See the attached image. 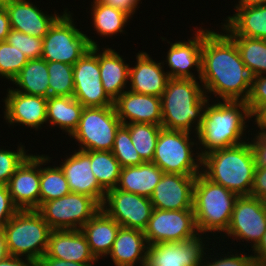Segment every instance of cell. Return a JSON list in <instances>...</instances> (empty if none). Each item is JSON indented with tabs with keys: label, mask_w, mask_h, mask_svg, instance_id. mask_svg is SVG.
Returning <instances> with one entry per match:
<instances>
[{
	"label": "cell",
	"mask_w": 266,
	"mask_h": 266,
	"mask_svg": "<svg viewBox=\"0 0 266 266\" xmlns=\"http://www.w3.org/2000/svg\"><path fill=\"white\" fill-rule=\"evenodd\" d=\"M251 82L235 42L227 34L203 29L200 83H204L205 94L213 92L222 100L246 102Z\"/></svg>",
	"instance_id": "6da1fadb"
},
{
	"label": "cell",
	"mask_w": 266,
	"mask_h": 266,
	"mask_svg": "<svg viewBox=\"0 0 266 266\" xmlns=\"http://www.w3.org/2000/svg\"><path fill=\"white\" fill-rule=\"evenodd\" d=\"M252 118L248 105L244 101L223 100L214 104H206L202 125L197 137L198 144L204 150L201 157L211 151L243 144L242 135L246 130V119Z\"/></svg>",
	"instance_id": "7a4b0ae2"
},
{
	"label": "cell",
	"mask_w": 266,
	"mask_h": 266,
	"mask_svg": "<svg viewBox=\"0 0 266 266\" xmlns=\"http://www.w3.org/2000/svg\"><path fill=\"white\" fill-rule=\"evenodd\" d=\"M201 159L206 178L238 196H250L256 168L250 142L211 151Z\"/></svg>",
	"instance_id": "3957f363"
},
{
	"label": "cell",
	"mask_w": 266,
	"mask_h": 266,
	"mask_svg": "<svg viewBox=\"0 0 266 266\" xmlns=\"http://www.w3.org/2000/svg\"><path fill=\"white\" fill-rule=\"evenodd\" d=\"M195 79L170 78L161 98L162 123L168 130L191 132L196 123L198 134L204 108L209 103L204 88Z\"/></svg>",
	"instance_id": "277c9868"
},
{
	"label": "cell",
	"mask_w": 266,
	"mask_h": 266,
	"mask_svg": "<svg viewBox=\"0 0 266 266\" xmlns=\"http://www.w3.org/2000/svg\"><path fill=\"white\" fill-rule=\"evenodd\" d=\"M239 196L202 173L196 176L193 187V212L199 233L226 232L236 199Z\"/></svg>",
	"instance_id": "5b68a950"
},
{
	"label": "cell",
	"mask_w": 266,
	"mask_h": 266,
	"mask_svg": "<svg viewBox=\"0 0 266 266\" xmlns=\"http://www.w3.org/2000/svg\"><path fill=\"white\" fill-rule=\"evenodd\" d=\"M8 255L38 262L46 253L51 227L36 209L19 210L3 228Z\"/></svg>",
	"instance_id": "8992f818"
},
{
	"label": "cell",
	"mask_w": 266,
	"mask_h": 266,
	"mask_svg": "<svg viewBox=\"0 0 266 266\" xmlns=\"http://www.w3.org/2000/svg\"><path fill=\"white\" fill-rule=\"evenodd\" d=\"M91 47L99 45L76 28L66 11L50 26L43 38L42 59L74 65Z\"/></svg>",
	"instance_id": "52a82bcc"
},
{
	"label": "cell",
	"mask_w": 266,
	"mask_h": 266,
	"mask_svg": "<svg viewBox=\"0 0 266 266\" xmlns=\"http://www.w3.org/2000/svg\"><path fill=\"white\" fill-rule=\"evenodd\" d=\"M190 140L189 132L162 128L152 163L164 173L199 175L202 159L199 154L198 157L195 156L197 159H194L192 147L197 143Z\"/></svg>",
	"instance_id": "ba28073f"
},
{
	"label": "cell",
	"mask_w": 266,
	"mask_h": 266,
	"mask_svg": "<svg viewBox=\"0 0 266 266\" xmlns=\"http://www.w3.org/2000/svg\"><path fill=\"white\" fill-rule=\"evenodd\" d=\"M122 125L114 106L84 107L77 129L71 135L82 151H112Z\"/></svg>",
	"instance_id": "9c48e42d"
},
{
	"label": "cell",
	"mask_w": 266,
	"mask_h": 266,
	"mask_svg": "<svg viewBox=\"0 0 266 266\" xmlns=\"http://www.w3.org/2000/svg\"><path fill=\"white\" fill-rule=\"evenodd\" d=\"M100 209L92 197L71 192L36 210L52 230H80Z\"/></svg>",
	"instance_id": "30bf717a"
},
{
	"label": "cell",
	"mask_w": 266,
	"mask_h": 266,
	"mask_svg": "<svg viewBox=\"0 0 266 266\" xmlns=\"http://www.w3.org/2000/svg\"><path fill=\"white\" fill-rule=\"evenodd\" d=\"M149 245L182 242L199 236L193 210L154 208L143 231Z\"/></svg>",
	"instance_id": "8fae6325"
},
{
	"label": "cell",
	"mask_w": 266,
	"mask_h": 266,
	"mask_svg": "<svg viewBox=\"0 0 266 266\" xmlns=\"http://www.w3.org/2000/svg\"><path fill=\"white\" fill-rule=\"evenodd\" d=\"M98 50V47H91L73 65V97L84 107L114 106L102 86Z\"/></svg>",
	"instance_id": "7c38bea8"
},
{
	"label": "cell",
	"mask_w": 266,
	"mask_h": 266,
	"mask_svg": "<svg viewBox=\"0 0 266 266\" xmlns=\"http://www.w3.org/2000/svg\"><path fill=\"white\" fill-rule=\"evenodd\" d=\"M101 209L121 227L144 231L154 208L150 198L114 188L106 192Z\"/></svg>",
	"instance_id": "4fadbf2b"
},
{
	"label": "cell",
	"mask_w": 266,
	"mask_h": 266,
	"mask_svg": "<svg viewBox=\"0 0 266 266\" xmlns=\"http://www.w3.org/2000/svg\"><path fill=\"white\" fill-rule=\"evenodd\" d=\"M266 232V209L262 199L239 196L234 204L229 227L225 232L229 237L253 242L254 249Z\"/></svg>",
	"instance_id": "5bb4252c"
},
{
	"label": "cell",
	"mask_w": 266,
	"mask_h": 266,
	"mask_svg": "<svg viewBox=\"0 0 266 266\" xmlns=\"http://www.w3.org/2000/svg\"><path fill=\"white\" fill-rule=\"evenodd\" d=\"M201 236L182 242L149 245L145 266H201L206 255Z\"/></svg>",
	"instance_id": "9a60e30c"
},
{
	"label": "cell",
	"mask_w": 266,
	"mask_h": 266,
	"mask_svg": "<svg viewBox=\"0 0 266 266\" xmlns=\"http://www.w3.org/2000/svg\"><path fill=\"white\" fill-rule=\"evenodd\" d=\"M197 175L164 173L150 197L159 210H193V187Z\"/></svg>",
	"instance_id": "2e32d148"
},
{
	"label": "cell",
	"mask_w": 266,
	"mask_h": 266,
	"mask_svg": "<svg viewBox=\"0 0 266 266\" xmlns=\"http://www.w3.org/2000/svg\"><path fill=\"white\" fill-rule=\"evenodd\" d=\"M40 155H29L11 176L7 186L19 210L40 206Z\"/></svg>",
	"instance_id": "e0dca14e"
},
{
	"label": "cell",
	"mask_w": 266,
	"mask_h": 266,
	"mask_svg": "<svg viewBox=\"0 0 266 266\" xmlns=\"http://www.w3.org/2000/svg\"><path fill=\"white\" fill-rule=\"evenodd\" d=\"M60 165L71 192L92 197L100 206L106 191L99 185L91 169V151L78 150Z\"/></svg>",
	"instance_id": "ac0fdd59"
},
{
	"label": "cell",
	"mask_w": 266,
	"mask_h": 266,
	"mask_svg": "<svg viewBox=\"0 0 266 266\" xmlns=\"http://www.w3.org/2000/svg\"><path fill=\"white\" fill-rule=\"evenodd\" d=\"M114 107L122 124L150 123L161 125V98L127 90L115 101ZM127 119L130 121L128 122Z\"/></svg>",
	"instance_id": "d6986e66"
},
{
	"label": "cell",
	"mask_w": 266,
	"mask_h": 266,
	"mask_svg": "<svg viewBox=\"0 0 266 266\" xmlns=\"http://www.w3.org/2000/svg\"><path fill=\"white\" fill-rule=\"evenodd\" d=\"M47 99L41 96L24 94L9 88L5 97L4 118L10 125L17 123L38 130L46 123ZM40 127V128H39Z\"/></svg>",
	"instance_id": "ffe728a7"
},
{
	"label": "cell",
	"mask_w": 266,
	"mask_h": 266,
	"mask_svg": "<svg viewBox=\"0 0 266 266\" xmlns=\"http://www.w3.org/2000/svg\"><path fill=\"white\" fill-rule=\"evenodd\" d=\"M45 254L67 262L95 263L98 261L81 230H52Z\"/></svg>",
	"instance_id": "44dd1931"
},
{
	"label": "cell",
	"mask_w": 266,
	"mask_h": 266,
	"mask_svg": "<svg viewBox=\"0 0 266 266\" xmlns=\"http://www.w3.org/2000/svg\"><path fill=\"white\" fill-rule=\"evenodd\" d=\"M194 39L188 42H176L172 43L165 61L168 62V66L171 71L166 72L170 78H184L195 79L196 77L190 68L196 67L199 73V79L201 76V62H202V44H203V29H198Z\"/></svg>",
	"instance_id": "7402d4cb"
},
{
	"label": "cell",
	"mask_w": 266,
	"mask_h": 266,
	"mask_svg": "<svg viewBox=\"0 0 266 266\" xmlns=\"http://www.w3.org/2000/svg\"><path fill=\"white\" fill-rule=\"evenodd\" d=\"M137 63L129 67L130 91L161 97L170 79L161 62L156 63L145 52L137 53Z\"/></svg>",
	"instance_id": "603a6c76"
},
{
	"label": "cell",
	"mask_w": 266,
	"mask_h": 266,
	"mask_svg": "<svg viewBox=\"0 0 266 266\" xmlns=\"http://www.w3.org/2000/svg\"><path fill=\"white\" fill-rule=\"evenodd\" d=\"M9 16L11 29L38 38H44L50 26L60 16L47 15L33 3L26 0H16L5 6Z\"/></svg>",
	"instance_id": "cb8c5ba5"
},
{
	"label": "cell",
	"mask_w": 266,
	"mask_h": 266,
	"mask_svg": "<svg viewBox=\"0 0 266 266\" xmlns=\"http://www.w3.org/2000/svg\"><path fill=\"white\" fill-rule=\"evenodd\" d=\"M148 246L143 231L120 227L108 255L116 266H145Z\"/></svg>",
	"instance_id": "d4e9b609"
},
{
	"label": "cell",
	"mask_w": 266,
	"mask_h": 266,
	"mask_svg": "<svg viewBox=\"0 0 266 266\" xmlns=\"http://www.w3.org/2000/svg\"><path fill=\"white\" fill-rule=\"evenodd\" d=\"M120 227L116 220L100 209L80 230L85 235L91 252L99 259L110 253Z\"/></svg>",
	"instance_id": "484cf974"
},
{
	"label": "cell",
	"mask_w": 266,
	"mask_h": 266,
	"mask_svg": "<svg viewBox=\"0 0 266 266\" xmlns=\"http://www.w3.org/2000/svg\"><path fill=\"white\" fill-rule=\"evenodd\" d=\"M236 13L228 16L222 29L228 36H244L266 40V5L236 7Z\"/></svg>",
	"instance_id": "4316f807"
},
{
	"label": "cell",
	"mask_w": 266,
	"mask_h": 266,
	"mask_svg": "<svg viewBox=\"0 0 266 266\" xmlns=\"http://www.w3.org/2000/svg\"><path fill=\"white\" fill-rule=\"evenodd\" d=\"M164 172L152 162L121 168L116 189L150 198Z\"/></svg>",
	"instance_id": "83f0119b"
},
{
	"label": "cell",
	"mask_w": 266,
	"mask_h": 266,
	"mask_svg": "<svg viewBox=\"0 0 266 266\" xmlns=\"http://www.w3.org/2000/svg\"><path fill=\"white\" fill-rule=\"evenodd\" d=\"M99 53V67L102 86L107 95L115 101L123 92L128 83L129 65L122 56L111 48Z\"/></svg>",
	"instance_id": "f1b7e54d"
},
{
	"label": "cell",
	"mask_w": 266,
	"mask_h": 266,
	"mask_svg": "<svg viewBox=\"0 0 266 266\" xmlns=\"http://www.w3.org/2000/svg\"><path fill=\"white\" fill-rule=\"evenodd\" d=\"M84 106L74 97L56 96L47 99V118L50 125H57L71 137L77 129Z\"/></svg>",
	"instance_id": "f546056e"
},
{
	"label": "cell",
	"mask_w": 266,
	"mask_h": 266,
	"mask_svg": "<svg viewBox=\"0 0 266 266\" xmlns=\"http://www.w3.org/2000/svg\"><path fill=\"white\" fill-rule=\"evenodd\" d=\"M49 75L47 61L44 59L28 60L27 64L20 70L12 82L18 85L15 91L49 98ZM21 88V90H20ZM23 89V90H22Z\"/></svg>",
	"instance_id": "4dcf8cb0"
},
{
	"label": "cell",
	"mask_w": 266,
	"mask_h": 266,
	"mask_svg": "<svg viewBox=\"0 0 266 266\" xmlns=\"http://www.w3.org/2000/svg\"><path fill=\"white\" fill-rule=\"evenodd\" d=\"M236 44L241 59L252 77L266 73V40L229 36Z\"/></svg>",
	"instance_id": "1f68e13d"
},
{
	"label": "cell",
	"mask_w": 266,
	"mask_h": 266,
	"mask_svg": "<svg viewBox=\"0 0 266 266\" xmlns=\"http://www.w3.org/2000/svg\"><path fill=\"white\" fill-rule=\"evenodd\" d=\"M50 162L49 156H40V205L71 193L66 177L58 166L41 168Z\"/></svg>",
	"instance_id": "d6a6232c"
},
{
	"label": "cell",
	"mask_w": 266,
	"mask_h": 266,
	"mask_svg": "<svg viewBox=\"0 0 266 266\" xmlns=\"http://www.w3.org/2000/svg\"><path fill=\"white\" fill-rule=\"evenodd\" d=\"M92 4L93 26L98 35L108 37L118 32H124L122 29L130 16L97 0H93Z\"/></svg>",
	"instance_id": "836d02e7"
},
{
	"label": "cell",
	"mask_w": 266,
	"mask_h": 266,
	"mask_svg": "<svg viewBox=\"0 0 266 266\" xmlns=\"http://www.w3.org/2000/svg\"><path fill=\"white\" fill-rule=\"evenodd\" d=\"M91 169L106 192L116 188L121 166L111 151H91Z\"/></svg>",
	"instance_id": "e575fe53"
},
{
	"label": "cell",
	"mask_w": 266,
	"mask_h": 266,
	"mask_svg": "<svg viewBox=\"0 0 266 266\" xmlns=\"http://www.w3.org/2000/svg\"><path fill=\"white\" fill-rule=\"evenodd\" d=\"M131 141L143 162H152L161 125L127 123Z\"/></svg>",
	"instance_id": "d590c367"
},
{
	"label": "cell",
	"mask_w": 266,
	"mask_h": 266,
	"mask_svg": "<svg viewBox=\"0 0 266 266\" xmlns=\"http://www.w3.org/2000/svg\"><path fill=\"white\" fill-rule=\"evenodd\" d=\"M49 97L74 94L73 65L62 62H47Z\"/></svg>",
	"instance_id": "8d00e7d4"
},
{
	"label": "cell",
	"mask_w": 266,
	"mask_h": 266,
	"mask_svg": "<svg viewBox=\"0 0 266 266\" xmlns=\"http://www.w3.org/2000/svg\"><path fill=\"white\" fill-rule=\"evenodd\" d=\"M111 152L119 161L121 168L144 163L131 141L129 128L124 124L118 128Z\"/></svg>",
	"instance_id": "74e56055"
},
{
	"label": "cell",
	"mask_w": 266,
	"mask_h": 266,
	"mask_svg": "<svg viewBox=\"0 0 266 266\" xmlns=\"http://www.w3.org/2000/svg\"><path fill=\"white\" fill-rule=\"evenodd\" d=\"M28 60L25 54L16 47L6 41L0 42V76L12 82Z\"/></svg>",
	"instance_id": "f35d334b"
},
{
	"label": "cell",
	"mask_w": 266,
	"mask_h": 266,
	"mask_svg": "<svg viewBox=\"0 0 266 266\" xmlns=\"http://www.w3.org/2000/svg\"><path fill=\"white\" fill-rule=\"evenodd\" d=\"M5 41L23 52L29 60L42 57L43 38L11 29Z\"/></svg>",
	"instance_id": "ab89813d"
},
{
	"label": "cell",
	"mask_w": 266,
	"mask_h": 266,
	"mask_svg": "<svg viewBox=\"0 0 266 266\" xmlns=\"http://www.w3.org/2000/svg\"><path fill=\"white\" fill-rule=\"evenodd\" d=\"M16 151L0 149V185H7L16 169L30 155L26 154L23 145Z\"/></svg>",
	"instance_id": "60d3db41"
},
{
	"label": "cell",
	"mask_w": 266,
	"mask_h": 266,
	"mask_svg": "<svg viewBox=\"0 0 266 266\" xmlns=\"http://www.w3.org/2000/svg\"><path fill=\"white\" fill-rule=\"evenodd\" d=\"M266 102V76L252 77L251 90L246 104L253 114L263 103Z\"/></svg>",
	"instance_id": "b9f144b4"
},
{
	"label": "cell",
	"mask_w": 266,
	"mask_h": 266,
	"mask_svg": "<svg viewBox=\"0 0 266 266\" xmlns=\"http://www.w3.org/2000/svg\"><path fill=\"white\" fill-rule=\"evenodd\" d=\"M19 211L10 196L7 185H0V230Z\"/></svg>",
	"instance_id": "7bdbcfd3"
},
{
	"label": "cell",
	"mask_w": 266,
	"mask_h": 266,
	"mask_svg": "<svg viewBox=\"0 0 266 266\" xmlns=\"http://www.w3.org/2000/svg\"><path fill=\"white\" fill-rule=\"evenodd\" d=\"M213 262H208L206 263L204 261H202V265L201 266H258L257 264V261L254 259L253 255H243V254H233L230 256L227 255L224 257V258H221L220 259H214L212 260Z\"/></svg>",
	"instance_id": "ee69618b"
},
{
	"label": "cell",
	"mask_w": 266,
	"mask_h": 266,
	"mask_svg": "<svg viewBox=\"0 0 266 266\" xmlns=\"http://www.w3.org/2000/svg\"><path fill=\"white\" fill-rule=\"evenodd\" d=\"M258 133L250 144L255 155L256 166H266V132L258 131Z\"/></svg>",
	"instance_id": "f6af8a7d"
},
{
	"label": "cell",
	"mask_w": 266,
	"mask_h": 266,
	"mask_svg": "<svg viewBox=\"0 0 266 266\" xmlns=\"http://www.w3.org/2000/svg\"><path fill=\"white\" fill-rule=\"evenodd\" d=\"M266 195V166H256L250 196L261 199Z\"/></svg>",
	"instance_id": "bcb514c9"
},
{
	"label": "cell",
	"mask_w": 266,
	"mask_h": 266,
	"mask_svg": "<svg viewBox=\"0 0 266 266\" xmlns=\"http://www.w3.org/2000/svg\"><path fill=\"white\" fill-rule=\"evenodd\" d=\"M105 5L117 8L118 10L124 12L128 16L134 14L140 0H97Z\"/></svg>",
	"instance_id": "7dc6e473"
},
{
	"label": "cell",
	"mask_w": 266,
	"mask_h": 266,
	"mask_svg": "<svg viewBox=\"0 0 266 266\" xmlns=\"http://www.w3.org/2000/svg\"><path fill=\"white\" fill-rule=\"evenodd\" d=\"M94 263H77L48 257L46 254L37 262V266H93Z\"/></svg>",
	"instance_id": "c3c4849f"
},
{
	"label": "cell",
	"mask_w": 266,
	"mask_h": 266,
	"mask_svg": "<svg viewBox=\"0 0 266 266\" xmlns=\"http://www.w3.org/2000/svg\"><path fill=\"white\" fill-rule=\"evenodd\" d=\"M0 266H37V262L30 258H26L24 261L20 257L7 255L0 260Z\"/></svg>",
	"instance_id": "681fc988"
},
{
	"label": "cell",
	"mask_w": 266,
	"mask_h": 266,
	"mask_svg": "<svg viewBox=\"0 0 266 266\" xmlns=\"http://www.w3.org/2000/svg\"><path fill=\"white\" fill-rule=\"evenodd\" d=\"M254 259L257 261L258 266H266V232L262 236L261 241L253 249Z\"/></svg>",
	"instance_id": "f907efd6"
},
{
	"label": "cell",
	"mask_w": 266,
	"mask_h": 266,
	"mask_svg": "<svg viewBox=\"0 0 266 266\" xmlns=\"http://www.w3.org/2000/svg\"><path fill=\"white\" fill-rule=\"evenodd\" d=\"M11 30L8 13L5 7H0V42L5 41Z\"/></svg>",
	"instance_id": "816d5d0a"
},
{
	"label": "cell",
	"mask_w": 266,
	"mask_h": 266,
	"mask_svg": "<svg viewBox=\"0 0 266 266\" xmlns=\"http://www.w3.org/2000/svg\"><path fill=\"white\" fill-rule=\"evenodd\" d=\"M259 131L266 132V102L263 103L253 114Z\"/></svg>",
	"instance_id": "f5cc1de1"
},
{
	"label": "cell",
	"mask_w": 266,
	"mask_h": 266,
	"mask_svg": "<svg viewBox=\"0 0 266 266\" xmlns=\"http://www.w3.org/2000/svg\"><path fill=\"white\" fill-rule=\"evenodd\" d=\"M239 4L235 7H253L266 5V0H239Z\"/></svg>",
	"instance_id": "db71d44e"
},
{
	"label": "cell",
	"mask_w": 266,
	"mask_h": 266,
	"mask_svg": "<svg viewBox=\"0 0 266 266\" xmlns=\"http://www.w3.org/2000/svg\"><path fill=\"white\" fill-rule=\"evenodd\" d=\"M8 255L6 250L5 234L3 229L0 230V260Z\"/></svg>",
	"instance_id": "11a10c76"
},
{
	"label": "cell",
	"mask_w": 266,
	"mask_h": 266,
	"mask_svg": "<svg viewBox=\"0 0 266 266\" xmlns=\"http://www.w3.org/2000/svg\"><path fill=\"white\" fill-rule=\"evenodd\" d=\"M14 1L16 0H0V7H5L6 5H9Z\"/></svg>",
	"instance_id": "9f6ffc18"
},
{
	"label": "cell",
	"mask_w": 266,
	"mask_h": 266,
	"mask_svg": "<svg viewBox=\"0 0 266 266\" xmlns=\"http://www.w3.org/2000/svg\"><path fill=\"white\" fill-rule=\"evenodd\" d=\"M261 199H262L263 206L266 209V195H264Z\"/></svg>",
	"instance_id": "6f0895ef"
}]
</instances>
